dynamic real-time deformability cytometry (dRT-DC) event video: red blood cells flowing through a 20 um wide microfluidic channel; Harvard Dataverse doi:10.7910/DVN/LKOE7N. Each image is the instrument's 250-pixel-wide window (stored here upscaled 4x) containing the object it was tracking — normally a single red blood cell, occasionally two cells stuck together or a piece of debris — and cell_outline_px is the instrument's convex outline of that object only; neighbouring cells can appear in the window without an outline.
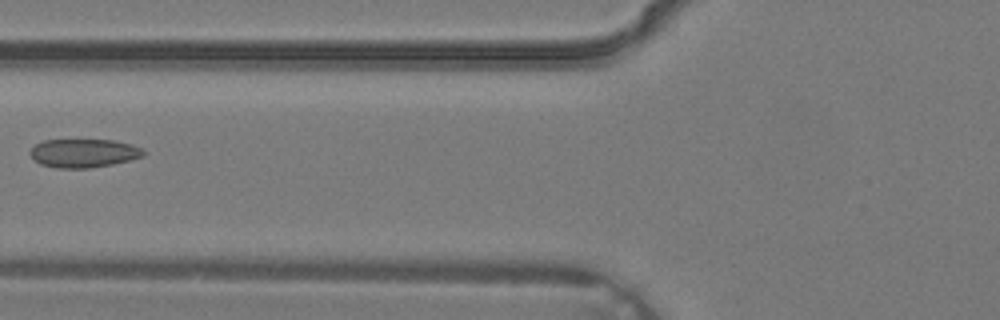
{"species": "common noctule bat (a hibernating species)", "species_latin": "Nyctalus noctula", "temperature_condition": "warm", "stored_images_in_passage": 3, "camera_frame_rate_fps": 3000, "um_per_image_px": 0.085, "animal": {"sex": "male", "body_mass_g": 19.2, "forearm_length_mm": 51.8}, "frame": {"image": 1, "passage_image": 3, "time_ms": 0.667, "image_size_px": [1000, 320], "cell_outline_px": [[144, 156], [112, 164], [88, 168], [56, 168], [40, 164], [28, 152], [36, 144], [44, 140], [116, 140], [132, 144], [144, 148]], "centroid_in_image_um": [7.13, 13.01], "position_along_channel_um": 118.7, "area_um2": 18.84}}